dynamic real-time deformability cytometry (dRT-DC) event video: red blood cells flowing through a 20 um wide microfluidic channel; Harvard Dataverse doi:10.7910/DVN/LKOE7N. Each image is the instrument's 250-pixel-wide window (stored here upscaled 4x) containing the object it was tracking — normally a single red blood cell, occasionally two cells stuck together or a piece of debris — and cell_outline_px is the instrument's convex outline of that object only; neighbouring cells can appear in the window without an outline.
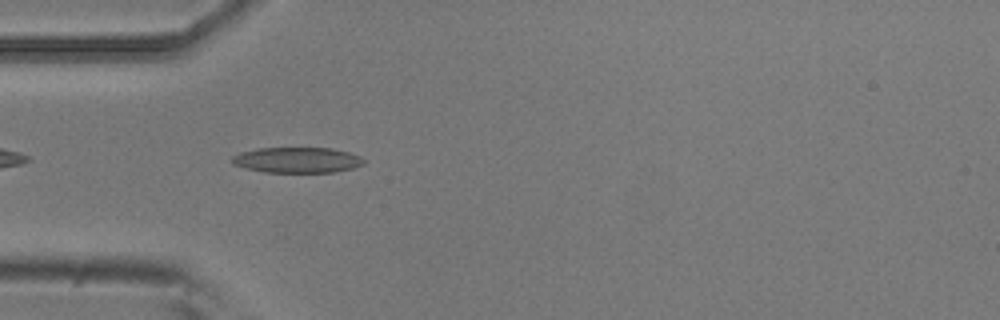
{"species": "common noctule bat (a hibernating species)", "species_latin": "Nyctalus noctula", "temperature_condition": "room temperature", "stored_images_in_passage": 3, "camera_frame_rate_fps": 3000, "um_per_image_px": 0.085, "animal": {"sex": "male", "body_mass_g": 20.5, "forearm_length_mm": 52.5}, "frame": {"image": 1, "passage_image": 2, "time_ms": 0.333, "image_size_px": [1000, 320], "cell_outline_px": [[364, 164], [352, 168], [332, 172], [264, 172], [244, 168], [232, 164], [228, 160], [232, 156], [240, 152], [256, 148], [332, 148], [348, 152], [360, 156], [364, 160]], "centroid_in_image_um": [25.19, 13.6], "position_along_channel_um": 59.8, "area_um2": 19.77}}
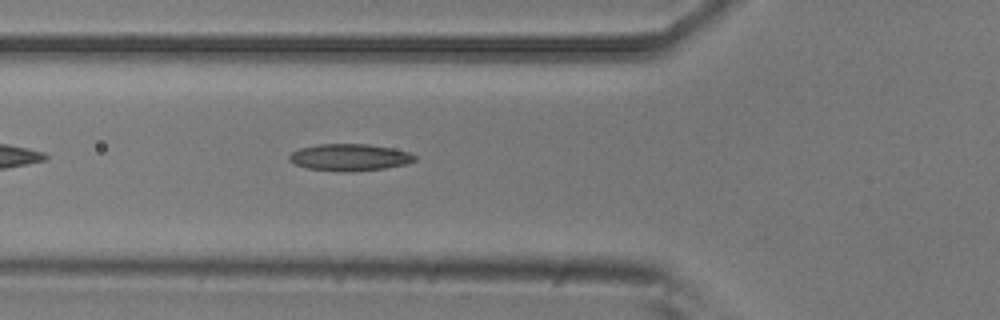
{"frame": {"image": 2, "passage_image": 3, "time_ms": 0.667, "image_size_px": [1000, 320], "cell_outline_px": [[416, 160], [408, 164], [384, 168], [348, 172], [340, 172], [308, 168], [296, 164], [288, 160], [288, 156], [292, 152], [300, 148], [320, 144], [368, 144], [392, 148], [408, 152], [416, 156]], "centroid_in_image_um": [29.73, 13.38], "position_along_channel_um": 96.1, "area_um2": 19.65}}